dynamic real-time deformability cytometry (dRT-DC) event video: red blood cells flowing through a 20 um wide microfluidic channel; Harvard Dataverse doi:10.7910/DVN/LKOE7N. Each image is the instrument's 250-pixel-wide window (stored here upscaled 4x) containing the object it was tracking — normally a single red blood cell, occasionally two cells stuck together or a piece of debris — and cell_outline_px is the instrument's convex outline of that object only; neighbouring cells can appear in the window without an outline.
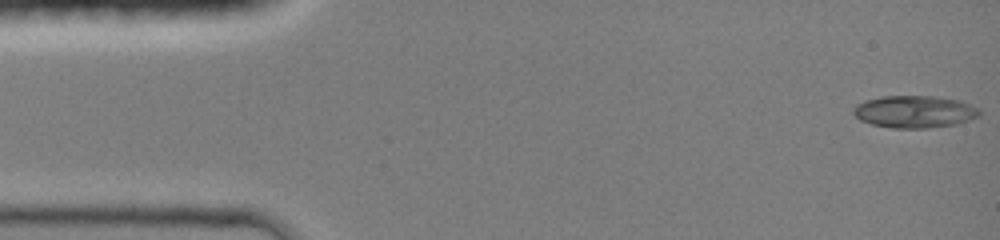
{"species": "common noctule bat (a hibernating species)", "species_latin": "Nyctalus noctula", "temperature_condition": "room temperature", "stored_images_in_passage": 38, "camera_frame_rate_fps": 3000, "um_per_image_px": 0.085, "animal": {"sex": "female", "body_mass_g": 19.0, "forearm_length_mm": 51.5}, "frame": {"image": 1, "passage_image": 1, "time_ms": 0.0, "image_size_px": [1000, 240], "cell_outline_px": [[980, 112], [976, 116], [968, 120], [956, 124], [928, 128], [892, 128], [872, 124], [860, 120], [852, 112], [852, 108], [856, 104], [864, 100], [884, 96], [932, 96], [960, 100], [980, 108]], "centroid_in_image_um": [77.71, 9.49], "position_along_channel_um": 7.3, "area_um2": 23.7}}
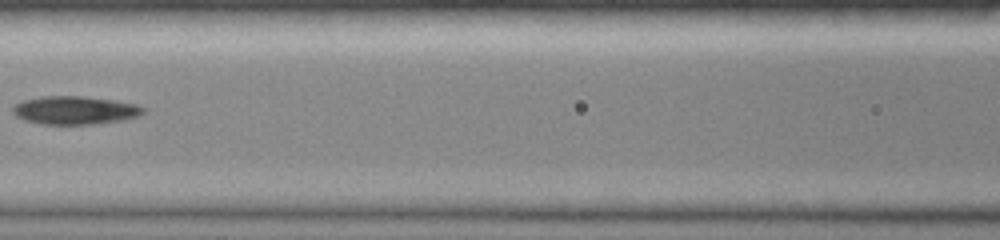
{"frame": {"image": 2, "passage_image": 17, "time_ms": 6.333, "image_size_px": [1000, 240], "cell_outline_px": [[144, 112], [140, 116], [124, 120], [96, 124], [40, 124], [24, 120], [16, 116], [12, 112], [12, 108], [16, 104], [24, 100], [40, 96], [80, 96], [112, 100], [136, 104], [144, 108]], "centroid_in_image_um": [6.36, 9.38], "position_along_channel_um": 160.2, "area_um2": 21.5}}
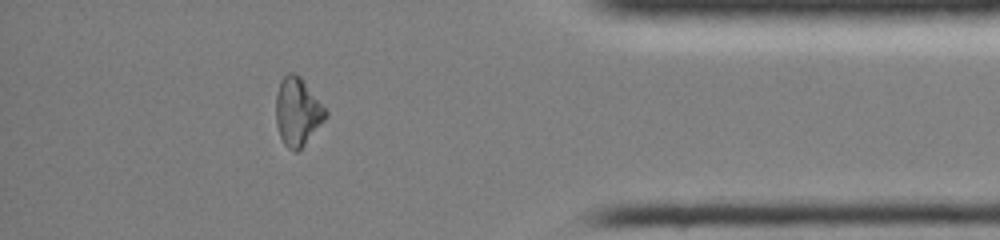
{"frame": {"image": 3, "passage_image": 33, "time_ms": 12.667, "image_size_px": [1000, 240], "cell_outline_px": [[328, 116], [304, 144], [296, 152], [292, 152], [284, 144], [280, 136], [276, 124], [276, 92], [280, 80], [288, 72], [292, 72], [300, 76], [328, 112]], "centroid_in_image_um": [25.27, 9.49], "position_along_channel_um": 409.9, "area_um2": 19.59}}